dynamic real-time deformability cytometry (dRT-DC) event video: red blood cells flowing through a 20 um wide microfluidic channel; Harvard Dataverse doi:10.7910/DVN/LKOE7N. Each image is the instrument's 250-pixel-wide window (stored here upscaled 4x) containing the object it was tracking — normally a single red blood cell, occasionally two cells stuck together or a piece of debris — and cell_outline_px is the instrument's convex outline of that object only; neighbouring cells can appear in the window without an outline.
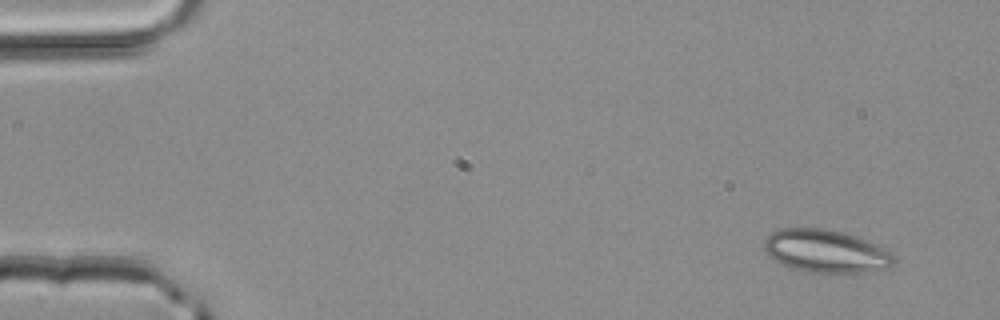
{"species": "common noctule bat (a hibernating species)", "species_latin": "Nyctalus noctula", "temperature_condition": "room temperature", "stored_images_in_passage": 3, "camera_frame_rate_fps": 3000, "um_per_image_px": 0.085, "animal": {"sex": "male", "body_mass_g": 20.4}, "frame": {"image": 1, "passage_image": 1, "time_ms": 0.0, "image_size_px": [1000, 320], "cell_outline_px": [[892, 264], [888, 268], [864, 272], [812, 272], [792, 268], [776, 260], [764, 248], [764, 240], [772, 232], [780, 228], [824, 228], [856, 236], [876, 244], [892, 252]], "centroid_in_image_um": [70.2, 21.33], "position_along_channel_um": 14.8, "area_um2": 31.85}}